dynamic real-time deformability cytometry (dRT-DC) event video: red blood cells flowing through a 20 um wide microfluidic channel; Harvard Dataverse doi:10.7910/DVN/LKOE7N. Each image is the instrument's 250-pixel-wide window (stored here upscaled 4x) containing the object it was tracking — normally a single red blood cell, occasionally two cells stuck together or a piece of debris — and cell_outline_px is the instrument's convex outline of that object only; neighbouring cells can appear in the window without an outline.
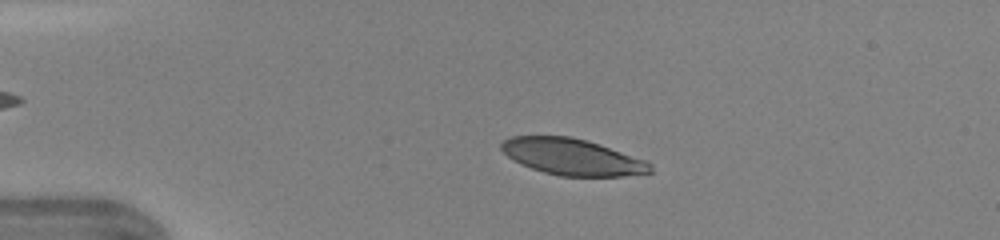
{"species": "human", "species_latin": "Homo sapiens", "temperature_condition": "warm", "stored_images_in_passage": 46, "camera_frame_rate_fps": 3000, "um_per_image_px": 0.085, "donor": {"sex": "female"}, "frame": {"image": 1, "passage_image": 10, "time_ms": 3.0, "image_size_px": [1000, 240], "cell_outline_px": [[652, 172], [624, 176], [560, 176], [544, 172], [520, 164], [512, 160], [500, 148], [500, 144], [504, 140], [512, 136], [568, 136], [588, 140], [644, 160], [652, 164]], "centroid_in_image_um": [48.62, 13.33], "position_along_channel_um": 36.4, "area_um2": 31.44}}
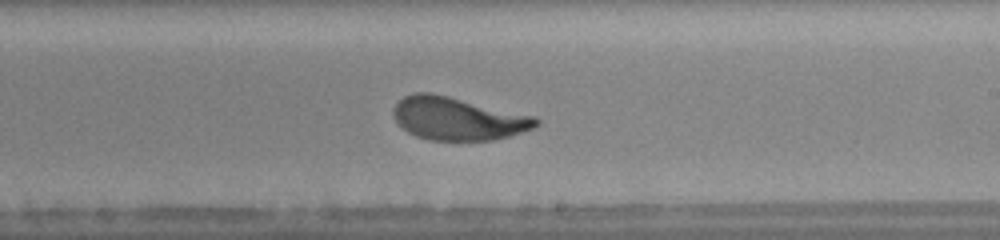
{"frame": {"image": 2, "passage_image": 28, "time_ms": 9.0, "image_size_px": [1000, 240], "cell_outline_px": [[540, 124], [532, 128], [508, 136], [492, 140], [428, 140], [416, 136], [408, 132], [396, 120], [392, 112], [392, 108], [404, 96], [416, 92], [432, 92], [536, 116], [540, 120]], "centroid_in_image_um": [38.92, 10.07], "position_along_channel_um": 250.1, "area_um2": 35.66}}
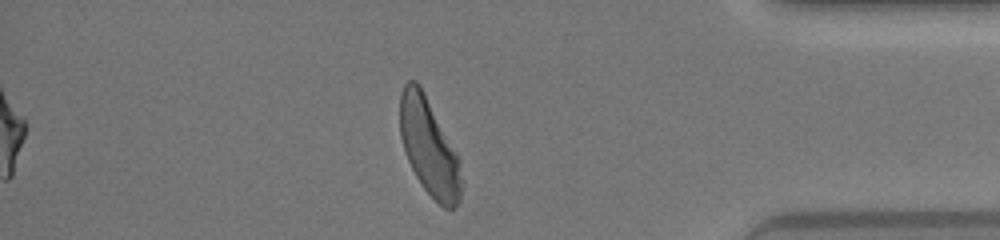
{"frame": {"image": 3, "passage_image": 40, "time_ms": 13.0, "image_size_px": [1000, 240], "cell_outline_px": [[464, 184], [460, 200], [452, 208], [444, 208], [424, 188], [416, 176], [404, 152], [400, 136], [400, 92], [404, 84], [408, 80], [416, 80], [420, 84], [456, 152], [460, 160], [464, 180]], "centroid_in_image_um": [36.49, 12.5], "position_along_channel_um": 398.7, "area_um2": 34.85}, "authors_computed_cell_mechanics": {"area_um2": 35.6626, "velocity_mm_per_s": 4.3497, "shape_relaxation_time_tau1_ms": 2.9482, "shape_relaxation_time_tau2_ms": null, "deformation_change_tau1": 0.1642, "deformation_change_tau2": null}}